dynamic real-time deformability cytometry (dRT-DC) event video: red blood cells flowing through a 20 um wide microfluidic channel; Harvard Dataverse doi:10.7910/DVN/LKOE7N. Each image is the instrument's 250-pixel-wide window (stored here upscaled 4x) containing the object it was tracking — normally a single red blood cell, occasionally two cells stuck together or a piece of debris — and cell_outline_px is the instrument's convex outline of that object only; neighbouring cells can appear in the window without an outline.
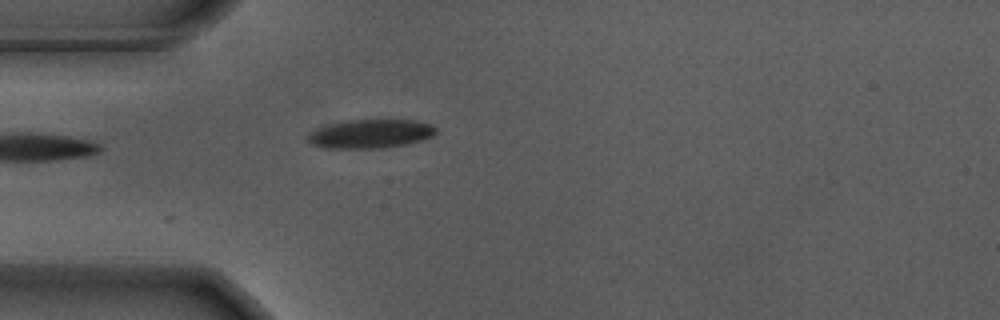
{"species": "Egyptian fruit bat (a non-hibernating species)", "species_latin": "Rousettus aegyptiacus", "temperature_condition": "warm", "stored_images_in_passage": 22, "camera_frame_rate_fps": 3000, "um_per_image_px": 0.085, "animal": {"sex": "male"}, "frame": {"image": 1, "passage_image": 1, "time_ms": 0.0, "image_size_px": [1000, 320], "cell_outline_px": [[436, 132], [432, 136], [424, 140], [384, 148], [328, 148], [312, 144], [308, 140], [308, 136], [312, 132], [320, 128], [344, 120], [412, 120], [432, 124], [436, 128]], "centroid_in_image_um": [31.55, 11.37], "position_along_channel_um": 53.4, "area_um2": 21.21}}
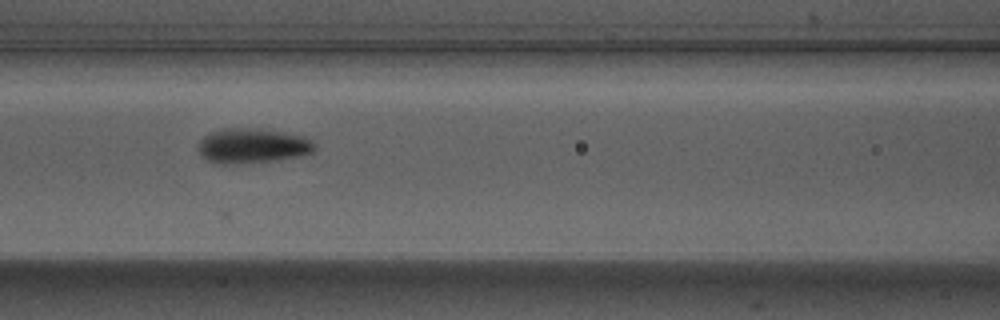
{"frame": {"image": 2, "passage_image": 9, "time_ms": 2.667, "image_size_px": [1000, 320], "cell_outline_px": [[316, 148], [312, 152], [304, 156], [280, 160], [224, 164], [208, 160], [196, 148], [200, 140], [204, 136], [212, 132], [224, 128], [260, 128], [304, 136], [312, 140], [316, 144]], "centroid_in_image_um": [21.51, 12.38], "position_along_channel_um": 145.1, "area_um2": 23.76}}
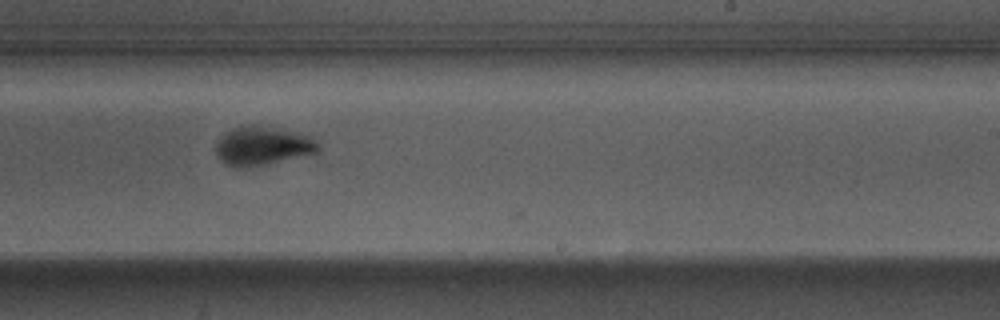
{"frame": {"image": 3, "passage_image": 19, "time_ms": 6.0, "image_size_px": [1000, 320], "cell_outline_px": [[320, 148], [316, 152], [264, 164], [236, 168], [220, 160], [216, 152], [216, 140], [224, 132], [232, 128], [244, 124], [268, 124], [308, 136], [316, 140], [320, 144]], "centroid_in_image_um": [22.27, 12.34], "position_along_channel_um": 266.7, "area_um2": 23.29}}